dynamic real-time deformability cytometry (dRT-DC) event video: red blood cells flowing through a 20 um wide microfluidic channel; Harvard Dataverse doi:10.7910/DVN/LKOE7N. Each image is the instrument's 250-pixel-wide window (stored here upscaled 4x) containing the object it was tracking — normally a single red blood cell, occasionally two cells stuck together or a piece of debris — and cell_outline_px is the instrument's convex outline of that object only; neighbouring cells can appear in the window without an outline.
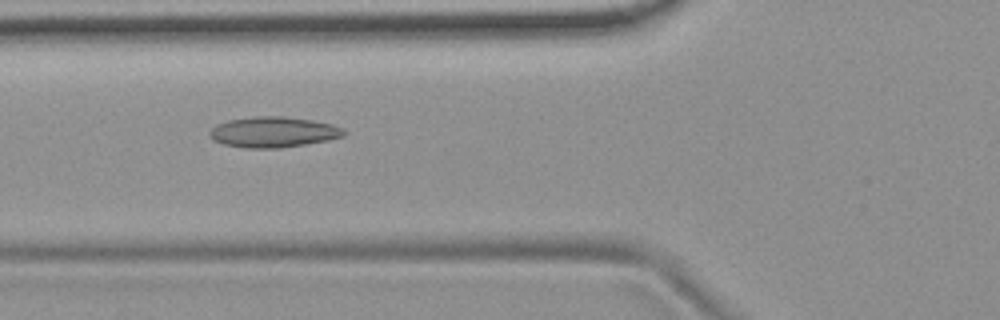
{"species": "common noctule bat (a hibernating species)", "species_latin": "Nyctalus noctula", "temperature_condition": "room temperature", "stored_images_in_passage": 43, "camera_frame_rate_fps": 3000, "um_per_image_px": 0.085, "animal": {"sex": "female", "body_mass_g": 19.9}, "frame": {"image": 1, "passage_image": 11, "time_ms": 3.333, "image_size_px": [1000, 320], "cell_outline_px": [[348, 132], [344, 136], [328, 140], [280, 148], [244, 148], [224, 144], [212, 140], [208, 136], [208, 132], [216, 124], [228, 120], [256, 116], [284, 116], [312, 120], [332, 124], [344, 128]], "centroid_in_image_um": [23.23, 11.22], "position_along_channel_um": 102.6, "area_um2": 24.16}}
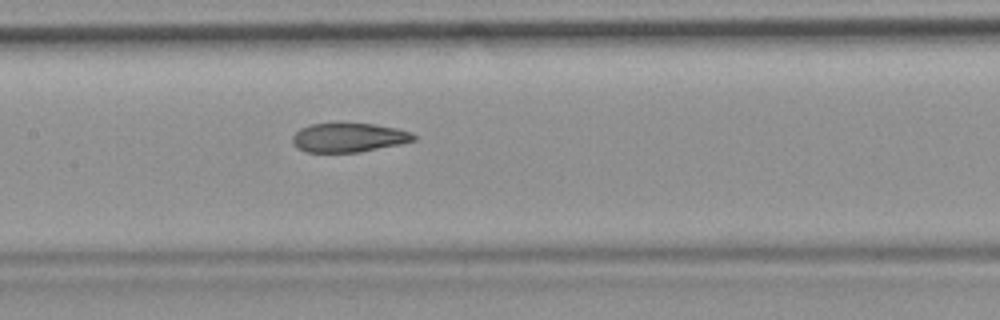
{"frame": {"image": 2, "passage_image": 17, "time_ms": 5.333, "image_size_px": [1000, 320], "cell_outline_px": [[416, 140], [400, 144], [360, 152], [304, 152], [296, 148], [292, 144], [292, 136], [300, 128], [308, 124], [372, 124], [396, 128], [412, 132], [416, 136]], "centroid_in_image_um": [29.61, 11.7], "position_along_channel_um": 177.8, "area_um2": 20.58}}
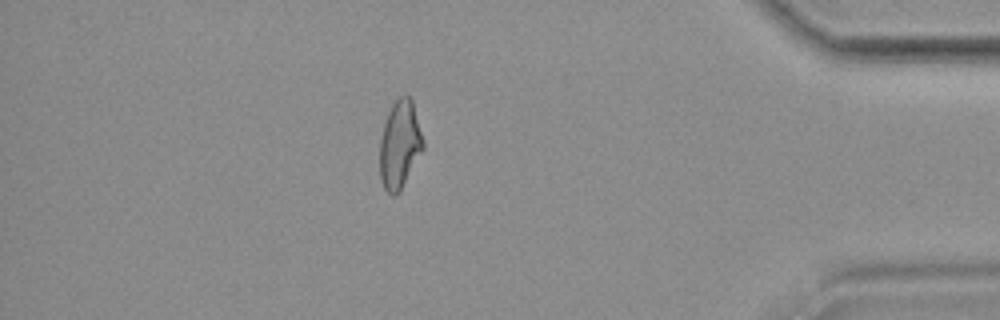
{"frame": {"image": 3, "passage_image": 38, "time_ms": 12.333, "image_size_px": [1000, 320], "cell_outline_px": [[424, 148], [400, 192], [396, 196], [392, 196], [384, 188], [380, 180], [380, 140], [384, 124], [388, 112], [392, 104], [400, 96], [408, 96], [412, 100], [424, 144]], "centroid_in_image_um": [33.97, 12.34], "position_along_channel_um": 401.2, "area_um2": 22.08}, "authors_computed_cell_mechanics": {"area_um2": 22.0796, "velocity_mm_per_s": 3.7512, "shape_relaxation_time_tau1_ms": null, "shape_relaxation_time_tau2_ms": 2.2094, "deformation_change_tau1": null, "deformation_change_tau2": 0.0894}}